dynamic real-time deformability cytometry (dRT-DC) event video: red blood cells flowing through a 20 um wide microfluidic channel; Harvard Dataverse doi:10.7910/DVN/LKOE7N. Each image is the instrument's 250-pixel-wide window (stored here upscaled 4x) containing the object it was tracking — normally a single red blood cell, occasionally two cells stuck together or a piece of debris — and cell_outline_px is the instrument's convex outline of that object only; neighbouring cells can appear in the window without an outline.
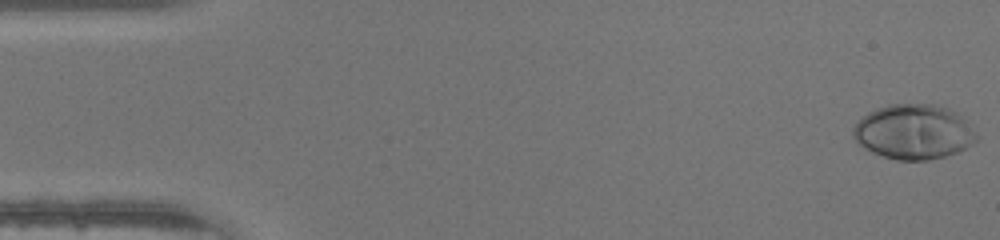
{"species": "human", "species_latin": "Homo sapiens", "temperature_condition": "warm", "stored_images_in_passage": 46, "camera_frame_rate_fps": 3000, "um_per_image_px": 0.085, "donor": {"sex": "male"}, "frame": {"image": 1, "passage_image": 1, "time_ms": 0.0, "image_size_px": [1000, 240], "cell_outline_px": [[976, 140], [972, 144], [956, 152], [944, 156], [928, 160], [896, 160], [872, 152], [864, 148], [852, 136], [852, 128], [868, 112], [888, 104], [932, 104], [948, 108], [964, 116], [976, 136]], "centroid_in_image_um": [77.65, 11.2], "position_along_channel_um": 7.3, "area_um2": 39.19}}
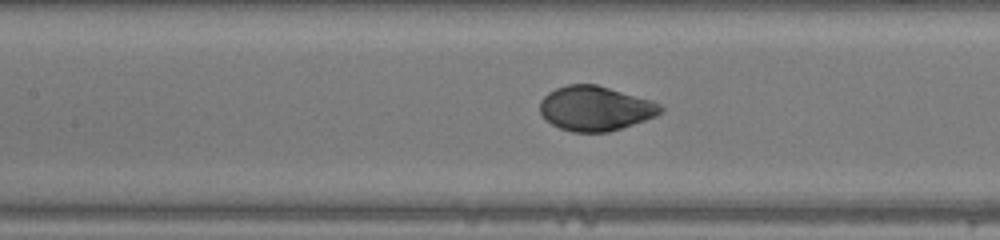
{"frame": {"image": 2, "passage_image": 21, "time_ms": 6.667, "image_size_px": [1000, 240], "cell_outline_px": [[664, 112], [656, 116], [608, 132], [572, 132], [560, 128], [552, 124], [540, 112], [540, 100], [548, 92], [556, 88], [568, 84], [596, 84], [652, 100], [660, 104], [664, 108]], "centroid_in_image_um": [50.61, 9.2], "position_along_channel_um": 156.8, "area_um2": 31.33}}
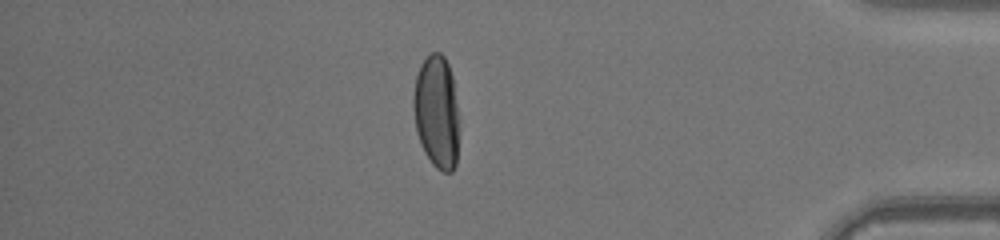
{"frame": {"image": 3, "passage_image": 40, "time_ms": 13.0, "image_size_px": [1000, 240], "cell_outline_px": [[456, 164], [452, 172], [440, 172], [432, 164], [424, 152], [416, 132], [412, 108], [412, 96], [416, 76], [420, 64], [432, 52], [440, 52], [444, 56], [448, 64], [452, 76], [456, 104]], "centroid_in_image_um": [37.05, 9.5], "position_along_channel_um": 398.1, "area_um2": 29.82}}